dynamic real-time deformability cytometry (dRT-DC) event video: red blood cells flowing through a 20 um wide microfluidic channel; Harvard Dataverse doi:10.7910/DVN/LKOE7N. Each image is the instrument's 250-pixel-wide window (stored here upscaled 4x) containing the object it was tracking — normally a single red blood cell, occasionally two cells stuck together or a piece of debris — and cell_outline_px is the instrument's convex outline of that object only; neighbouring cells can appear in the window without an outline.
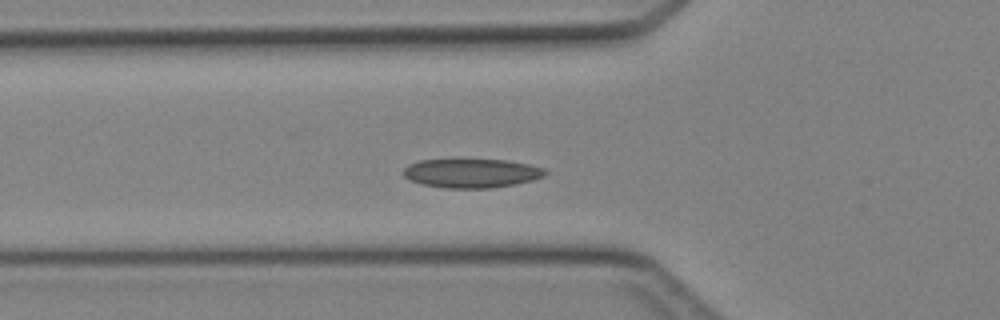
{"species": "Egyptian fruit bat (a non-hibernating species)", "species_latin": "Rousettus aegyptiacus", "temperature_condition": "cold", "stored_images_in_passage": 33, "camera_frame_rate_fps": 3000, "um_per_image_px": 0.085, "animal": {"sex": "female"}, "frame": {"image": 1, "passage_image": 2, "time_ms": 0.333, "image_size_px": [1000, 320], "cell_outline_px": [[548, 172], [544, 176], [532, 180], [492, 188], [444, 188], [420, 184], [404, 176], [404, 168], [408, 164], [420, 160], [508, 160], [528, 164], [544, 168]], "centroid_in_image_um": [40.08, 14.72], "position_along_channel_um": 85.7, "area_um2": 23.81}}
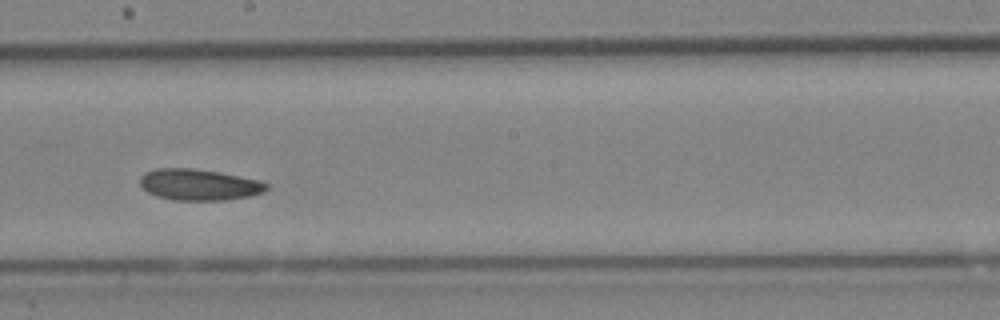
{"frame": {"image": 2, "passage_image": 12, "time_ms": 3.667, "image_size_px": [1000, 320], "cell_outline_px": [[268, 188], [264, 192], [248, 196], [224, 200], [172, 200], [156, 196], [148, 192], [140, 184], [140, 176], [144, 172], [156, 168], [192, 168], [216, 172], [256, 180], [268, 184]], "centroid_in_image_um": [16.85, 15.7], "position_along_channel_um": 231.3, "area_um2": 22.77}}
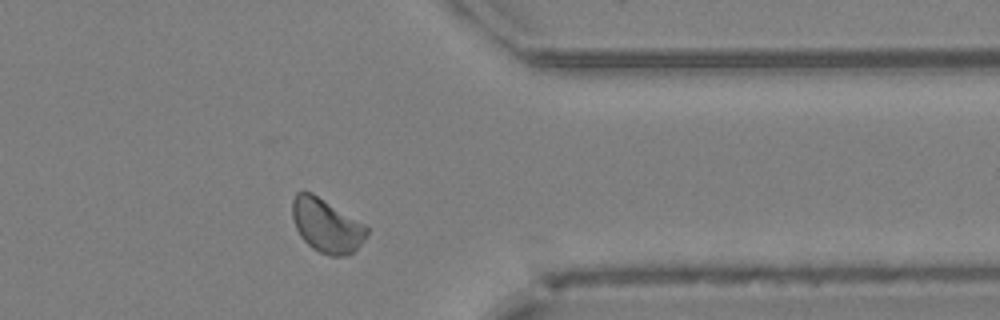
{"frame": {"image": 3, "passage_image": 23, "time_ms": 7.333, "image_size_px": [1000, 320], "cell_outline_px": [[368, 232], [364, 240], [352, 252], [344, 256], [332, 256], [320, 252], [312, 248], [300, 236], [296, 228], [292, 216], [292, 200], [296, 192], [312, 192], [364, 224], [368, 228]], "centroid_in_image_um": [27.73, 19.16], "position_along_channel_um": 383.7, "area_um2": 23.06}}